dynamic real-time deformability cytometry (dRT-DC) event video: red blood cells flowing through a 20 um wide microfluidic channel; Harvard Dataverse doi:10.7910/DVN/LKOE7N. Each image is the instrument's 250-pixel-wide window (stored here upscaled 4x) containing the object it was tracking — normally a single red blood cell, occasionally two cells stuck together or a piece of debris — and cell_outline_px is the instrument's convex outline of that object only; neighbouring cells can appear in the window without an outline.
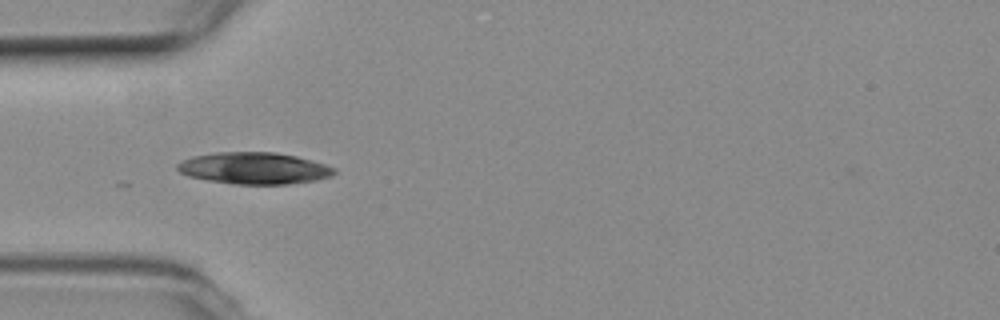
{"species": "common noctule bat (a hibernating species)", "species_latin": "Nyctalus noctula", "temperature_condition": "room temperature", "stored_images_in_passage": 8, "camera_frame_rate_fps": 3000, "um_per_image_px": 0.085, "animal": {"sex": "female", "body_mass_g": 19.3, "forearm_length_mm": 54.1}, "frame": {"image": 1, "passage_image": 1, "time_ms": 0.0, "image_size_px": [1000, 320], "cell_outline_px": [[336, 172], [332, 176], [316, 180], [288, 184], [232, 184], [208, 180], [188, 176], [180, 172], [176, 168], [176, 164], [192, 156], [216, 152], [276, 152], [296, 156], [312, 160], [336, 168]], "centroid_in_image_um": [21.61, 14.3], "position_along_channel_um": 63.4, "area_um2": 29.07}}
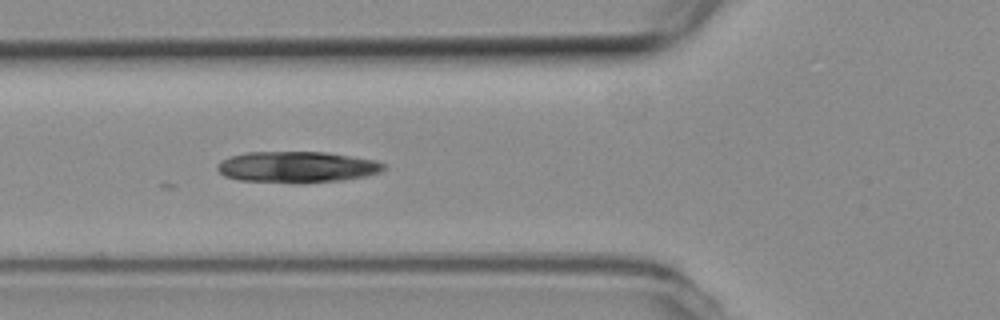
{"frame": {"image": 2, "passage_image": 4, "time_ms": 1.0, "image_size_px": [1000, 320], "cell_outline_px": [[388, 164], [380, 172], [364, 176], [344, 180], [300, 184], [240, 180], [224, 176], [216, 168], [216, 164], [220, 160], [228, 156], [244, 152], [328, 152], [376, 160]], "centroid_in_image_um": [25.23, 14.2], "position_along_channel_um": 100.6, "area_um2": 30.81}}
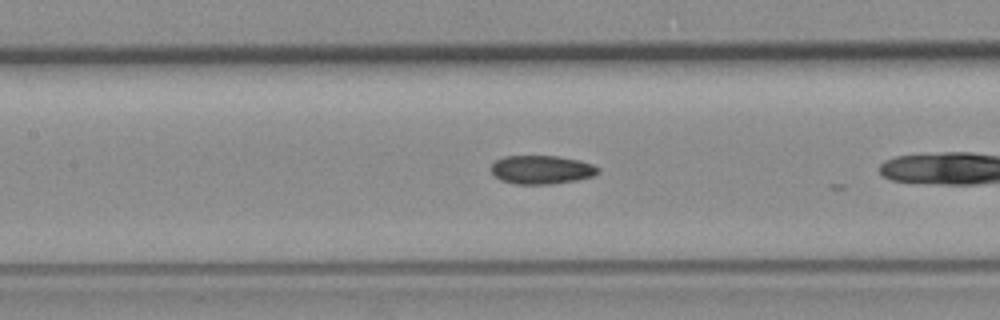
{"frame": {"image": 3, "passage_image": 6, "time_ms": 1.667, "image_size_px": [1000, 320], "cell_outline_px": [[600, 172], [592, 176], [576, 180], [552, 184], [516, 184], [500, 180], [492, 172], [492, 164], [496, 160], [504, 156], [556, 156], [580, 160], [592, 164], [600, 168]], "centroid_in_image_um": [46.05, 14.42], "position_along_channel_um": 161.4, "area_um2": 17.8}}